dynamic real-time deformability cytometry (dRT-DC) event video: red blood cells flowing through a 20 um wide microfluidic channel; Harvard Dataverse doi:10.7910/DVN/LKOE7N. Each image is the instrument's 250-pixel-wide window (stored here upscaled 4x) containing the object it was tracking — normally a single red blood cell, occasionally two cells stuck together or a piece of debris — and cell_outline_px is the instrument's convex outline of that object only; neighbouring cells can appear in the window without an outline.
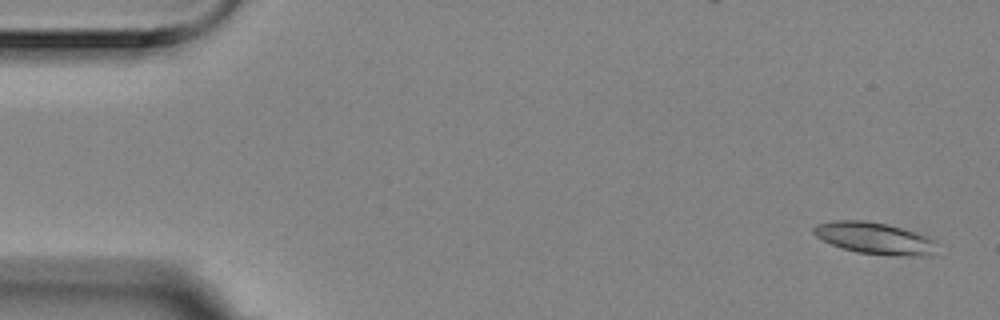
{"species": "Egyptian fruit bat (a non-hibernating species)", "species_latin": "Rousettus aegyptiacus", "temperature_condition": "room temperature", "stored_images_in_passage": 6, "camera_frame_rate_fps": 3000, "um_per_image_px": 0.085, "animal": {"sex": "female"}, "frame": {"image": 1, "passage_image": 1, "time_ms": 0.0, "image_size_px": [1000, 320], "cell_outline_px": [[936, 240], [932, 256], [896, 256], [856, 252], [832, 244], [816, 236], [812, 232], [812, 228], [816, 224], [832, 220], [864, 220], [888, 224], [928, 236]], "centroid_in_image_um": [74.35, 20.24], "position_along_channel_um": 10.7, "area_um2": 22.89}}
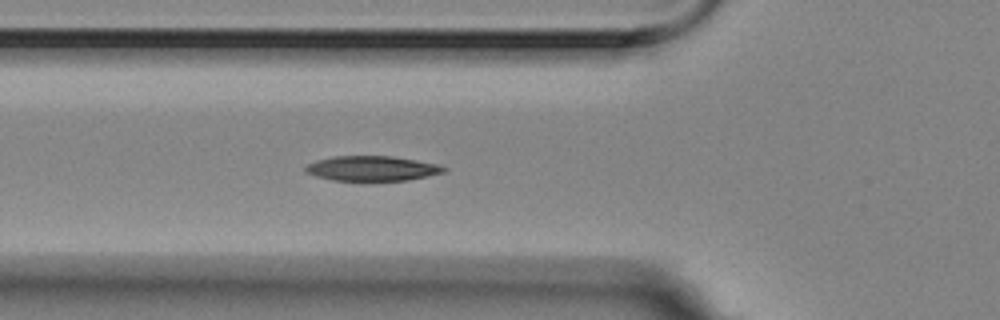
{"frame": {"image": 2, "passage_image": 6, "time_ms": 1.667, "image_size_px": [1000, 320], "cell_outline_px": [[448, 168], [444, 172], [428, 176], [408, 180], [332, 180], [316, 176], [304, 172], [304, 168], [308, 164], [316, 160], [332, 156], [392, 156], [436, 164]], "centroid_in_image_um": [31.58, 14.31], "position_along_channel_um": 94.2, "area_um2": 19.94}}